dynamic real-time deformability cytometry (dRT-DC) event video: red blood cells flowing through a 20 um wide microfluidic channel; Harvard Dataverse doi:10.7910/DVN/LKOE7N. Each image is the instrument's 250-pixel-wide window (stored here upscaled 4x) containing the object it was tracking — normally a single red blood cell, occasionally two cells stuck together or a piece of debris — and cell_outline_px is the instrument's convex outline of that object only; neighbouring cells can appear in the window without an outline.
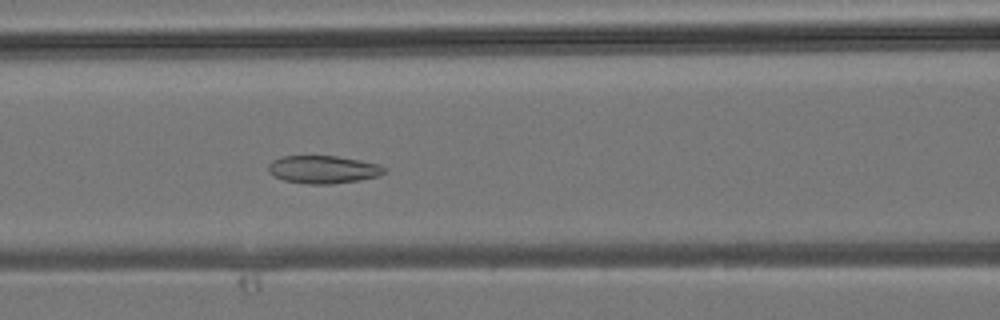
{"species": "common noctule bat (a hibernating species)", "species_latin": "Nyctalus noctula", "temperature_condition": "room temperature", "stored_images_in_passage": 37, "camera_frame_rate_fps": 3000, "um_per_image_px": 0.085, "animal": {"sex": "male", "body_mass_g": 19.2, "forearm_length_mm": 51.8}, "frame": {"image": 1, "passage_image": 15, "time_ms": 4.667, "image_size_px": [1000, 320], "cell_outline_px": [[388, 172], [380, 176], [360, 180], [332, 184], [308, 184], [284, 180], [272, 176], [268, 172], [268, 164], [272, 160], [284, 156], [336, 156], [360, 160], [380, 164], [388, 168]], "centroid_in_image_um": [27.51, 14.41], "position_along_channel_um": 139.1, "area_um2": 19.13}}
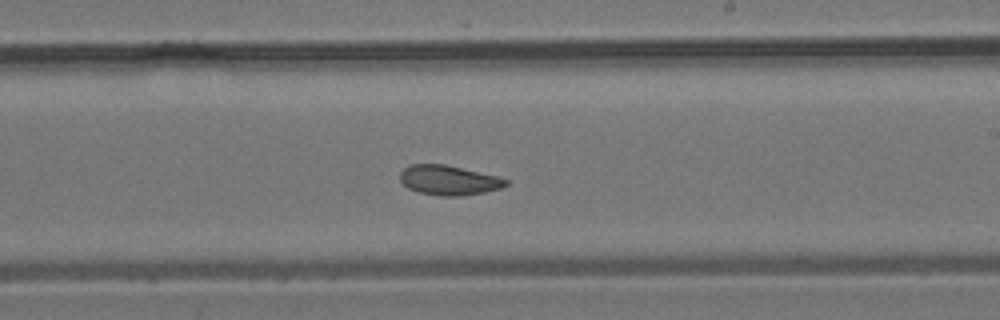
{"frame": {"image": 2, "passage_image": 21, "time_ms": 6.667, "image_size_px": [1000, 320], "cell_outline_px": [[508, 184], [500, 188], [484, 192], [460, 196], [440, 196], [420, 192], [408, 188], [400, 180], [400, 172], [408, 164], [444, 164], [496, 176], [508, 180]], "centroid_in_image_um": [38.11, 15.31], "position_along_channel_um": 250.9, "area_um2": 18.15}}
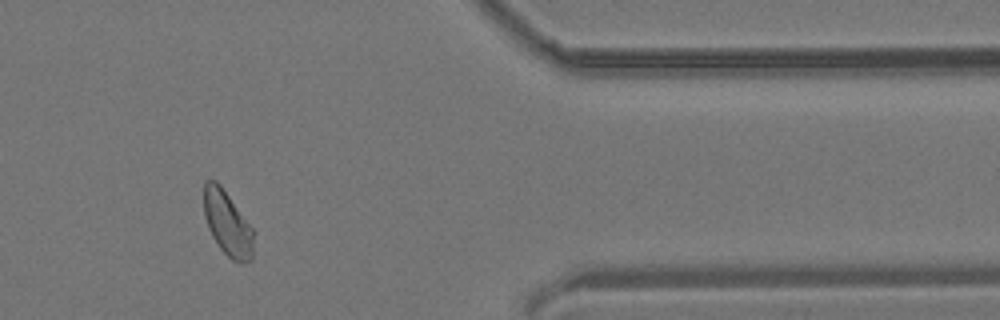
{"frame": {"image": 3, "passage_image": 30, "time_ms": 9.667, "image_size_px": [1000, 320], "cell_outline_px": [[252, 260], [244, 264], [240, 264], [232, 260], [220, 248], [212, 236], [208, 228], [204, 216], [204, 184], [208, 180], [216, 180], [220, 184], [252, 228]], "centroid_in_image_um": [19.31, 19.01], "position_along_channel_um": 392.1, "area_um2": 18.5}}